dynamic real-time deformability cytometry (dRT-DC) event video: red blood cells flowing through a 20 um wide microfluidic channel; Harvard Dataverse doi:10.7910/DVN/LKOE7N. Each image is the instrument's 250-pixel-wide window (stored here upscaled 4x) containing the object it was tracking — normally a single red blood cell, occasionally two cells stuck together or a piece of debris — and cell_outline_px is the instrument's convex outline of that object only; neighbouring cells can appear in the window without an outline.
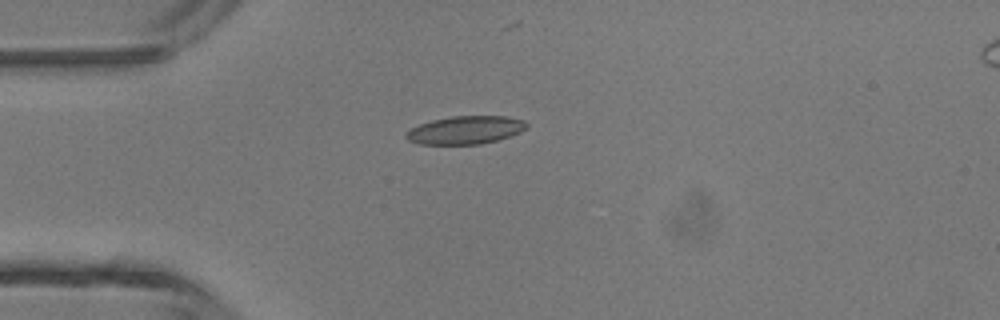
{"species": "common noctule bat (a hibernating species)", "species_latin": "Nyctalus noctula", "temperature_condition": "room temperature", "stored_images_in_passage": 2, "camera_frame_rate_fps": 3000, "um_per_image_px": 0.085, "animal": {"sex": "male", "body_mass_g": 13.3}, "frame": {"image": 1, "passage_image": 1, "time_ms": 0.0, "image_size_px": [1000, 320], "cell_outline_px": [[528, 124], [520, 132], [496, 140], [480, 144], [420, 144], [408, 140], [404, 136], [404, 132], [420, 124], [432, 120], [452, 116], [504, 116], [524, 120]], "centroid_in_image_um": [39.52, 11.05], "position_along_channel_um": 45.5, "area_um2": 19.54}}